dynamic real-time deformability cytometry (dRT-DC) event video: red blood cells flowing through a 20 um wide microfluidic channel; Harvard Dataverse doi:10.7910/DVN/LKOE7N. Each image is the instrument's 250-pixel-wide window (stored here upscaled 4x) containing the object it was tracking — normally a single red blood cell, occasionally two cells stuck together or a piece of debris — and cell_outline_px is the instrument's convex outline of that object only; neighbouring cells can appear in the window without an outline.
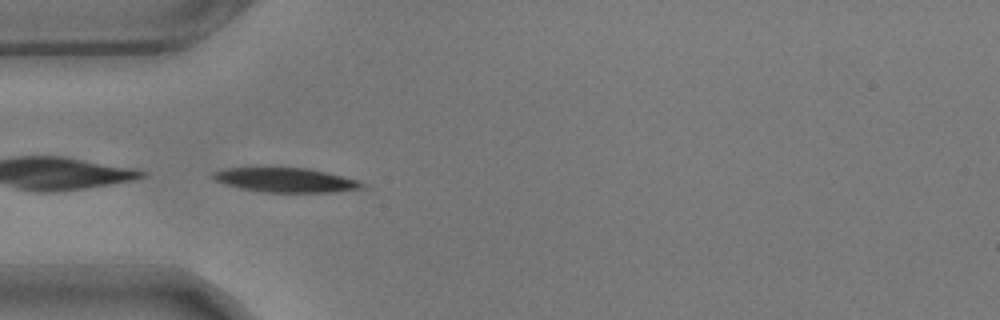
{"species": "common noctule bat (a hibernating species)", "species_latin": "Nyctalus noctula", "temperature_condition": "warm", "stored_images_in_passage": 31, "camera_frame_rate_fps": 3000, "um_per_image_px": 0.085, "animal": {"sex": "male", "body_mass_g": 17.9}, "frame": {"image": 1, "passage_image": 1, "time_ms": 0.0, "image_size_px": [1000, 320], "cell_outline_px": [[364, 188], [332, 192], [264, 192], [244, 188], [228, 184], [216, 180], [212, 176], [212, 172], [224, 168], [308, 168], [356, 180], [364, 184]], "centroid_in_image_um": [24.28, 15.3], "position_along_channel_um": 60.7, "area_um2": 20.58}}
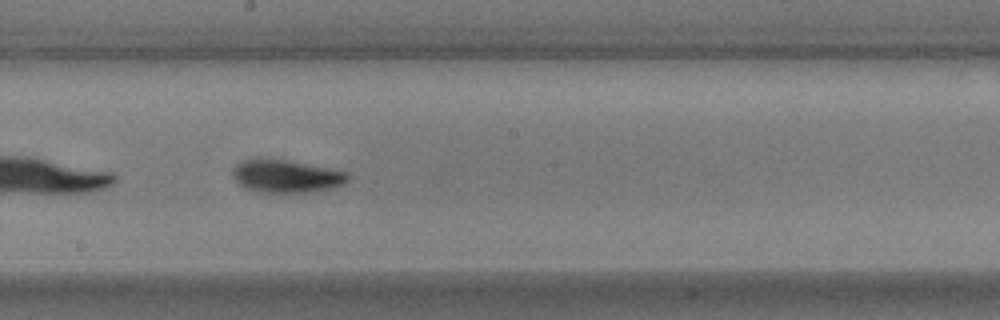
{"frame": {"image": 2, "passage_image": 15, "time_ms": 4.667, "image_size_px": [1000, 320], "cell_outline_px": [[352, 176], [344, 184], [332, 188], [312, 192], [256, 192], [244, 188], [232, 176], [232, 168], [236, 164], [244, 160], [288, 160], [348, 172]], "centroid_in_image_um": [24.36, 15.0], "position_along_channel_um": 223.8, "area_um2": 21.91}}
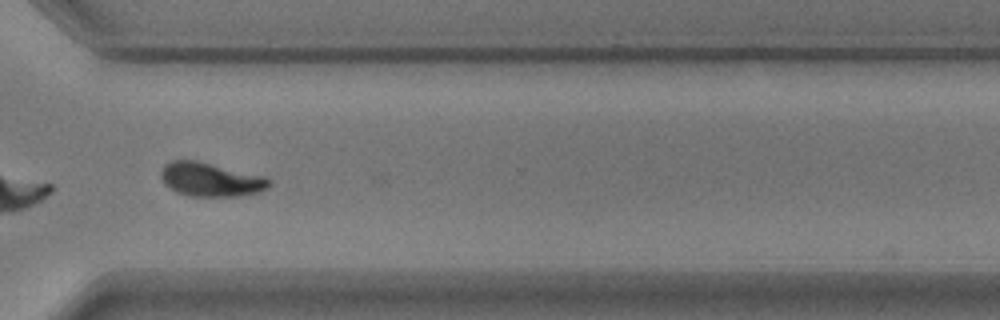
{"frame": {"image": 3, "passage_image": 26, "time_ms": 8.333, "image_size_px": [1000, 320], "cell_outline_px": [[272, 184], [268, 188], [260, 192], [236, 196], [188, 196], [176, 192], [164, 184], [160, 176], [160, 172], [164, 164], [172, 160], [196, 160], [268, 176], [272, 180]], "centroid_in_image_um": [17.94, 15.25], "position_along_channel_um": 352.7, "area_um2": 21.79}, "authors_computed_cell_mechanics": {"area_um2": 21.4438, "velocity_mm_per_s": 3.5146, "shape_relaxation_time_tau1_ms": 3.1423, "shape_relaxation_time_tau2_ms": 1.3154, "deformation_change_tau1": 0.1274, "deformation_change_tau2": 0.0607}}